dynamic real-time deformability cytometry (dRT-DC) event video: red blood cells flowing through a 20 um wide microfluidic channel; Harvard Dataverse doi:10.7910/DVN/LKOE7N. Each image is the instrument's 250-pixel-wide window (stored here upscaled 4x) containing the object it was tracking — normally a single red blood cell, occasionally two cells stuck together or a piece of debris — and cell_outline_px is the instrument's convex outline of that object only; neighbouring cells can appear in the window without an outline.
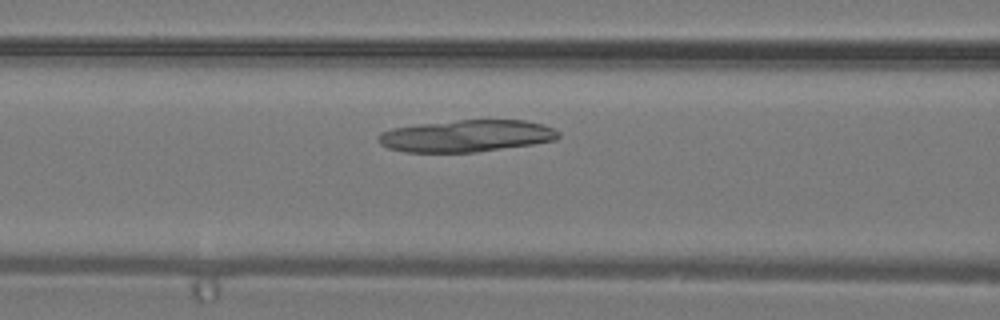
{"species": "common noctule bat (a hibernating species)", "species_latin": "Nyctalus noctula", "temperature_condition": "warm", "stored_images_in_passage": 8, "camera_frame_rate_fps": 3000, "um_per_image_px": 0.085, "animal": {"sex": "male", "body_mass_g": 19.2, "forearm_length_mm": 51.8}, "frame": {"image": 1, "passage_image": 4, "time_ms": 1.0, "image_size_px": [1000, 320], "cell_outline_px": [[560, 136], [556, 140], [532, 144], [476, 152], [404, 152], [388, 148], [380, 144], [380, 132], [392, 128], [420, 124], [460, 120], [524, 120], [544, 124], [560, 132]], "centroid_in_image_um": [39.67, 11.55], "position_along_channel_um": 126.9, "area_um2": 33.41}}
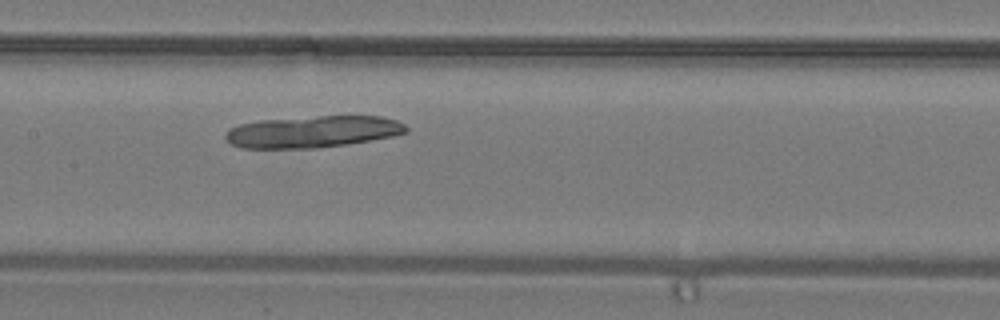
{"frame": {"image": 2, "passage_image": 7, "time_ms": 2.0, "image_size_px": [1000, 320], "cell_outline_px": [[408, 132], [392, 136], [348, 144], [316, 148], [240, 148], [232, 144], [224, 136], [228, 128], [240, 124], [260, 120], [320, 116], [384, 116], [396, 120], [404, 124], [408, 128]], "centroid_in_image_um": [26.58, 11.19], "position_along_channel_um": 180.8, "area_um2": 33.47}}